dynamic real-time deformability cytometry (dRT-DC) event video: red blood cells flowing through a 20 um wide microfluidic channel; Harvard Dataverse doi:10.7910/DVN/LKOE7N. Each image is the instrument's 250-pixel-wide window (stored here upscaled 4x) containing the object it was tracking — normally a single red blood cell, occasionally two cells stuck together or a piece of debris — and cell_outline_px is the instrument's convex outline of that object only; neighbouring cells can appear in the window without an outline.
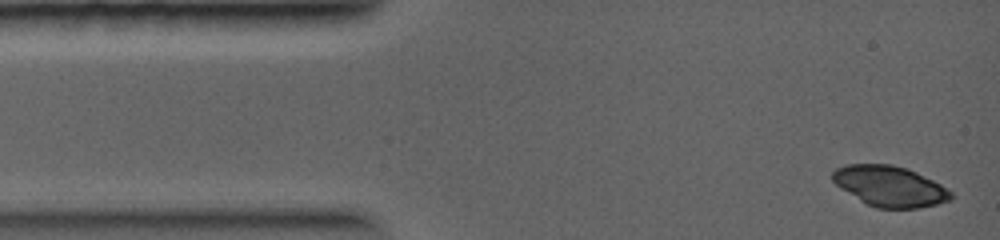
{"species": "common noctule bat (a hibernating species)", "species_latin": "Nyctalus noctula", "temperature_condition": "warm", "stored_images_in_passage": 3, "camera_frame_rate_fps": 5000, "um_per_image_px": 0.085, "animal": {"sex": "female", "body_mass_g": 19.0, "forearm_length_mm": 56.7}, "frame": {"image": 1, "passage_image": 1, "time_ms": 0.0, "image_size_px": [1000, 240], "cell_outline_px": [[952, 200], [920, 208], [876, 208], [860, 200], [840, 188], [832, 180], [832, 172], [836, 168], [848, 164], [892, 164], [908, 168], [940, 184], [952, 192]], "centroid_in_image_um": [75.63, 15.82], "position_along_channel_um": 9.4, "area_um2": 27.92}}